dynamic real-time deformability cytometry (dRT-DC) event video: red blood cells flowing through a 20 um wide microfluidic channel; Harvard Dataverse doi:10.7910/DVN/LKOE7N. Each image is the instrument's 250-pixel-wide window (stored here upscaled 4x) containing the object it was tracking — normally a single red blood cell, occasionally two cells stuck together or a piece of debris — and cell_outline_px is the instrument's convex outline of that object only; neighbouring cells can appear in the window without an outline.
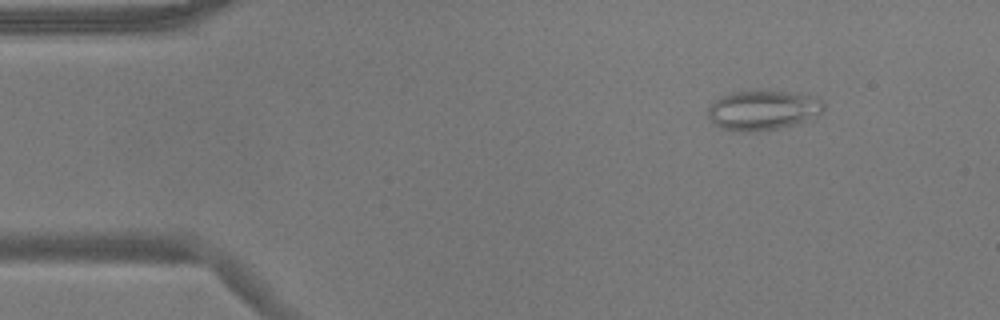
{"species": "common noctule bat (a hibernating species)", "species_latin": "Nyctalus noctula", "temperature_condition": "warm", "stored_images_in_passage": 55, "camera_frame_rate_fps": 3000, "um_per_image_px": 0.085, "animal": {"sex": "male", "body_mass_g": 17.9}, "frame": {"image": 1, "passage_image": 7, "time_ms": 2.0, "image_size_px": [1000, 320], "cell_outline_px": [[824, 108], [812, 120], [796, 124], [776, 128], [752, 132], [744, 132], [720, 128], [708, 120], [708, 108], [720, 96], [732, 92], [756, 88], [788, 92], [816, 96], [824, 100]], "centroid_in_image_um": [64.85, 9.33], "position_along_channel_um": 20.1, "area_um2": 27.57}}
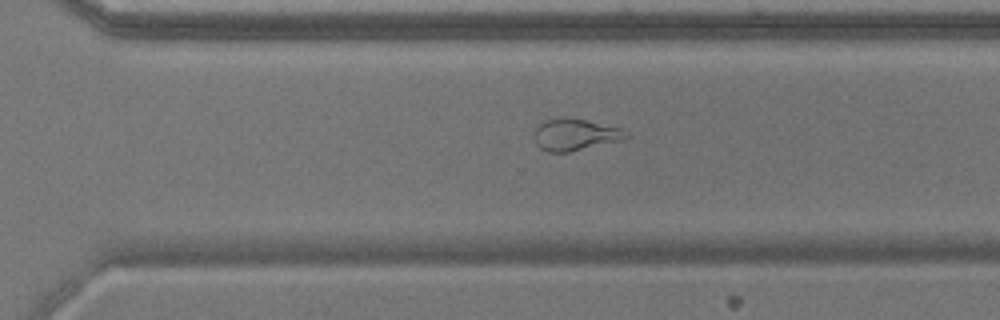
{"frame": {"image": 2, "passage_image": 38, "time_ms": 12.333, "image_size_px": [1000, 320], "cell_outline_px": [[632, 136], [624, 140], [568, 152], [548, 152], [540, 148], [536, 144], [532, 136], [532, 132], [540, 124], [548, 120], [584, 120], [620, 128]], "centroid_in_image_um": [48.89, 11.5], "position_along_channel_um": 321.7, "area_um2": 16.59}}
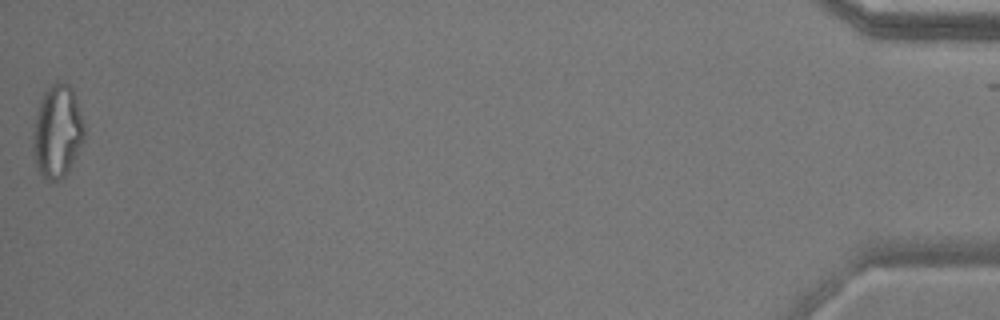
{"frame": {"image": 3, "passage_image": 55, "time_ms": 18.0, "image_size_px": [1000, 320], "cell_outline_px": [[84, 140], [68, 172], [60, 180], [48, 180], [40, 172], [36, 164], [32, 152], [32, 136], [36, 116], [40, 100], [44, 92], [56, 80], [68, 84], [72, 88], [80, 112], [84, 128]], "centroid_in_image_um": [4.86, 11.18], "position_along_channel_um": 430.3, "area_um2": 27.57}, "authors_computed_cell_mechanics": {"area_um2": 22.4264, "velocity_mm_per_s": 3.6671, "shape_relaxation_time_tau1_ms": null, "shape_relaxation_time_tau2_ms": 1.3546, "deformation_change_tau1": null, "deformation_change_tau2": 0.1013}}